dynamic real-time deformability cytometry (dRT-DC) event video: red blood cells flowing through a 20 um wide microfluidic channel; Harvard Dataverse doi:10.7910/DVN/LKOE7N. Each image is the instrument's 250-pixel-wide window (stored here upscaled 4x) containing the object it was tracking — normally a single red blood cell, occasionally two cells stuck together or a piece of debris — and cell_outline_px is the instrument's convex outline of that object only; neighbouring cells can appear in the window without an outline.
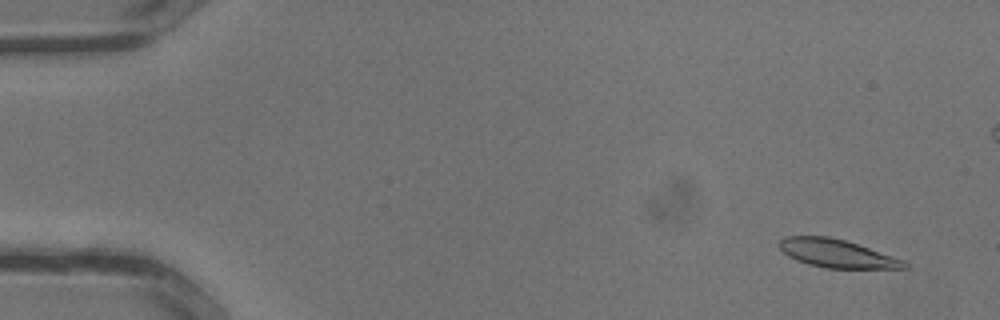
{"species": "common noctule bat (a hibernating species)", "species_latin": "Nyctalus noctula", "temperature_condition": "warm", "stored_images_in_passage": 35, "camera_frame_rate_fps": 3000, "um_per_image_px": 0.085, "animal": {"sex": "male", "body_mass_g": 13.3}, "frame": {"image": 1, "passage_image": 3, "time_ms": 0.667, "image_size_px": [1000, 320], "cell_outline_px": [[908, 268], [824, 268], [808, 264], [796, 260], [788, 256], [776, 244], [784, 236], [828, 236], [844, 240], [904, 260], [908, 264]], "centroid_in_image_um": [71.07, 21.54], "position_along_channel_um": 13.9, "area_um2": 20.35}}
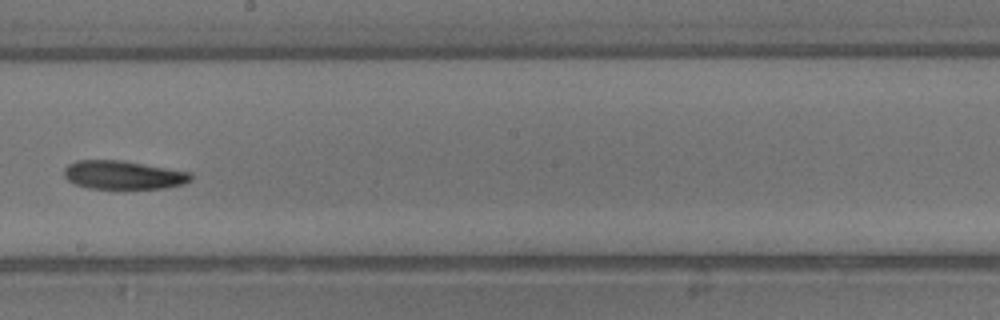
{"frame": {"image": 2, "passage_image": 20, "time_ms": 6.333, "image_size_px": [1000, 320], "cell_outline_px": [[192, 180], [184, 184], [164, 188], [88, 188], [76, 184], [68, 180], [64, 176], [64, 168], [68, 164], [76, 160], [120, 160], [192, 172]], "centroid_in_image_um": [10.49, 14.87], "position_along_channel_um": 237.7, "area_um2": 21.04}}
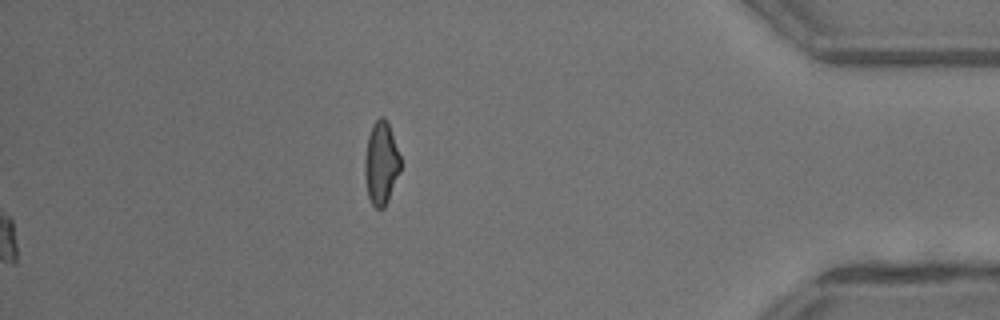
{"frame": {"image": 3, "passage_image": 35, "time_ms": 11.333, "image_size_px": [1000, 320], "cell_outline_px": [[400, 172], [388, 200], [384, 208], [376, 208], [372, 204], [368, 196], [364, 176], [364, 160], [368, 136], [372, 124], [380, 116], [384, 116], [388, 124], [400, 156]], "centroid_in_image_um": [32.38, 13.88], "position_along_channel_um": 402.8, "area_um2": 17.22}}